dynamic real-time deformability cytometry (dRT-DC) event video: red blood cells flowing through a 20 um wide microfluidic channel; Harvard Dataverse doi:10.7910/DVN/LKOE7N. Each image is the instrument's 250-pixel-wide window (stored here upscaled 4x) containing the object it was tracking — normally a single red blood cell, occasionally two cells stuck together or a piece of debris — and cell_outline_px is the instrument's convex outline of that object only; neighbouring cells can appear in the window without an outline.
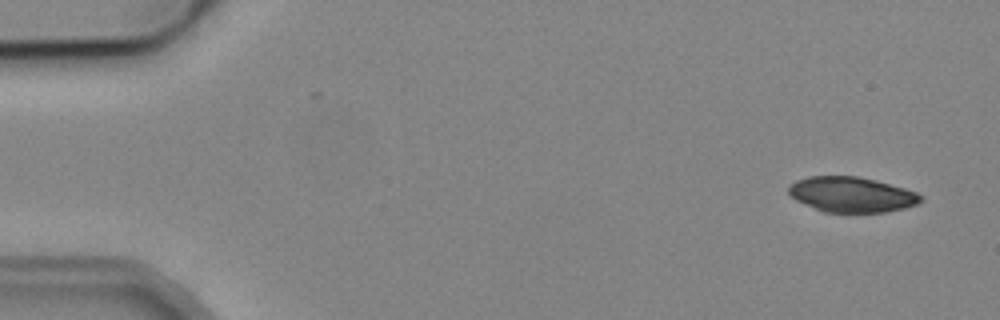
{"species": "common noctule bat (a hibernating species)", "species_latin": "Nyctalus noctula", "temperature_condition": "cold", "stored_images_in_passage": 5, "camera_frame_rate_fps": 3000, "um_per_image_px": 0.085, "animal": {"sex": "male", "body_mass_g": 19.2, "forearm_length_mm": 51.8}, "frame": {"image": 1, "passage_image": 1, "time_ms": 0.0, "image_size_px": [1000, 320], "cell_outline_px": [[924, 200], [920, 204], [904, 208], [884, 212], [824, 212], [796, 200], [788, 192], [788, 184], [796, 180], [808, 176], [856, 176], [876, 180], [904, 188], [916, 192], [924, 196]], "centroid_in_image_um": [72.41, 16.53], "position_along_channel_um": 12.6, "area_um2": 27.28}}
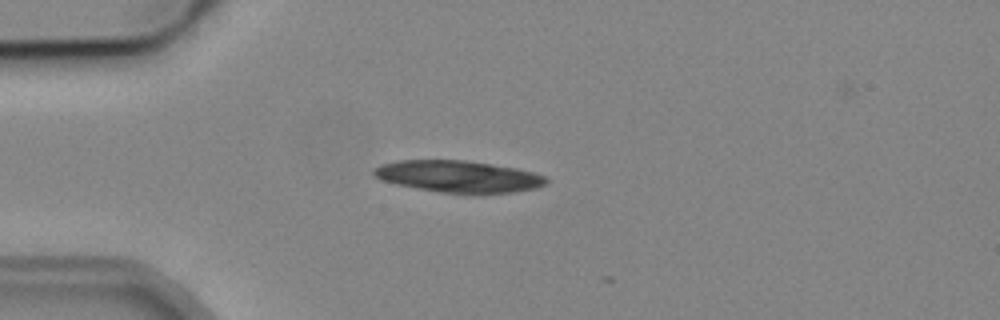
{"frame": {"image": 2, "passage_image": 4, "time_ms": 3.667, "image_size_px": [1000, 320], "cell_outline_px": [[548, 184], [536, 188], [512, 192], [440, 192], [396, 184], [380, 180], [372, 172], [380, 164], [396, 160], [464, 160], [516, 168], [548, 176]], "centroid_in_image_um": [38.97, 14.98], "position_along_channel_um": 46.0, "area_um2": 31.5}}